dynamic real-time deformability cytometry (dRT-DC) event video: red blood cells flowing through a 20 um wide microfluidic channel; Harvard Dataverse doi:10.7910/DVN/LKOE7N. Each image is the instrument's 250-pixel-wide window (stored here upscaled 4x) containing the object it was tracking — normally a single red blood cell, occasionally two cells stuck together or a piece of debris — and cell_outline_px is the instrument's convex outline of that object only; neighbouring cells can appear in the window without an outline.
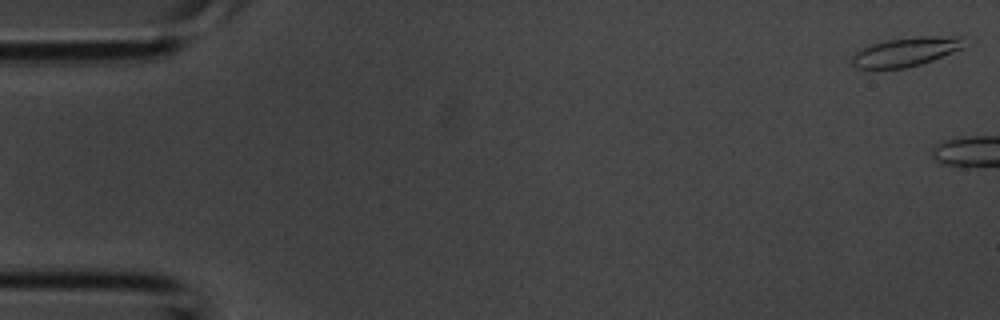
{"species": "common noctule bat (a hibernating species)", "species_latin": "Nyctalus noctula", "temperature_condition": "room temperature", "stored_images_in_passage": 3, "camera_frame_rate_fps": 3000, "um_per_image_px": 0.085, "animal": {"sex": "male", "body_mass_g": 20.1, "forearm_length_mm": 53.5}, "frame": {"image": 1, "passage_image": 1, "time_ms": 0.0, "image_size_px": [1000, 320], "cell_outline_px": [[964, 48], [932, 60], [920, 64], [904, 68], [856, 68], [852, 64], [852, 56], [856, 52], [872, 44], [888, 40], [916, 36], [964, 36]], "centroid_in_image_um": [77.04, 4.39], "position_along_channel_um": 8.0, "area_um2": 18.84}}